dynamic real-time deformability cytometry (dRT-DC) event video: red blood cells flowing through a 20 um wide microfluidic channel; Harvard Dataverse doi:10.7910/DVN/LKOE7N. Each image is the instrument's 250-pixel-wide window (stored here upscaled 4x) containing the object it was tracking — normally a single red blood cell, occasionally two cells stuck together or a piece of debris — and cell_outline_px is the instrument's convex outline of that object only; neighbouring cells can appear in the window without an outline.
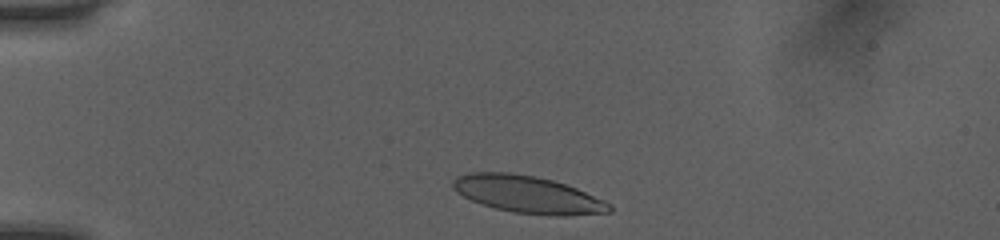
{"species": "human", "species_latin": "Homo sapiens", "temperature_condition": "room temperature", "stored_images_in_passage": 36, "camera_frame_rate_fps": 3000, "um_per_image_px": 0.085, "donor": {"sex": "female"}, "frame": {"image": 1, "passage_image": 3, "time_ms": 0.667, "image_size_px": [1000, 240], "cell_outline_px": [[612, 212], [568, 216], [548, 216], [512, 212], [480, 204], [456, 192], [452, 188], [452, 180], [456, 176], [472, 172], [508, 172], [536, 176], [552, 180], [576, 188], [604, 200], [612, 204]], "centroid_in_image_um": [44.86, 16.54], "position_along_channel_um": 40.1, "area_um2": 34.22}}
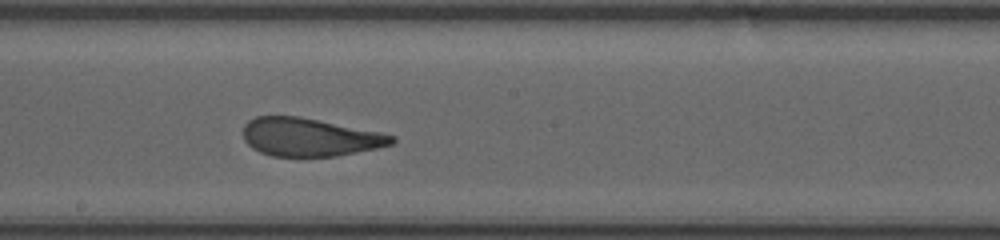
{"frame": {"image": 2, "passage_image": 20, "time_ms": 6.333, "image_size_px": [1000, 240], "cell_outline_px": [[396, 140], [392, 144], [376, 148], [336, 156], [272, 156], [260, 152], [252, 148], [244, 140], [244, 124], [248, 120], [256, 116], [300, 116], [380, 132], [396, 136]], "centroid_in_image_um": [26.31, 11.65], "position_along_channel_um": 221.9, "area_um2": 33.0}}
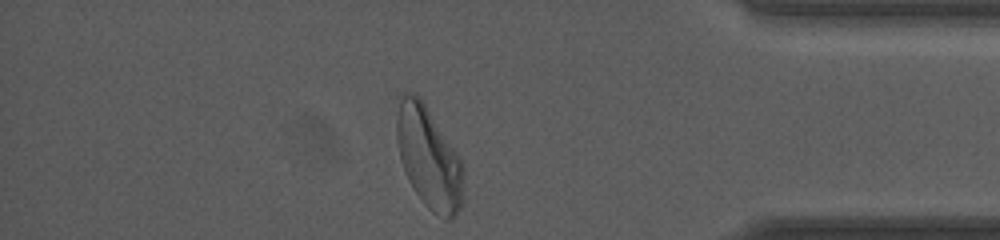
{"frame": {"image": 3, "passage_image": 35, "time_ms": 11.333, "image_size_px": [1000, 240], "cell_outline_px": [[464, 172], [460, 208], [456, 216], [452, 220], [444, 220], [432, 212], [424, 204], [412, 188], [408, 180], [400, 156], [396, 140], [396, 116], [400, 96], [404, 92], [412, 92], [424, 104], [460, 160]], "centroid_in_image_um": [36.42, 13.46], "position_along_channel_um": 398.8, "area_um2": 38.96}, "authors_computed_cell_mechanics": {"area_um2": 34.1598, "velocity_mm_per_s": 4.032, "shape_relaxation_time_tau1_ms": 7.4365, "shape_relaxation_time_tau2_ms": 0.8841, "deformation_change_tau1": 0.2692, "deformation_change_tau2": 0.0836}}